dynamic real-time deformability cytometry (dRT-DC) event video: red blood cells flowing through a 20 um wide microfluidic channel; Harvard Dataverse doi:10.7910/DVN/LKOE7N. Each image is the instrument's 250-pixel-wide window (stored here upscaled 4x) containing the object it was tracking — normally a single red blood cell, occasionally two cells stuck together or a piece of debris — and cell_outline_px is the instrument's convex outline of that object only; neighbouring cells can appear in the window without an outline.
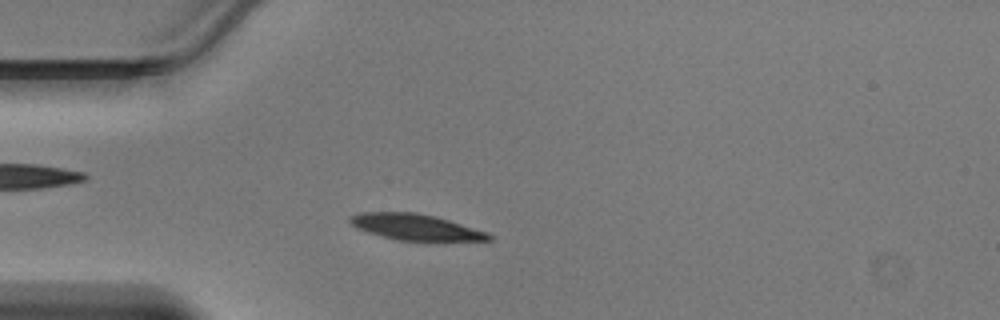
{"species": "Egyptian fruit bat (a non-hibernating species)", "species_latin": "Rousettus aegyptiacus", "temperature_condition": "warm", "stored_images_in_passage": 39, "camera_frame_rate_fps": 3000, "um_per_image_px": 0.085, "animal": {"sex": "male"}, "frame": {"image": 1, "passage_image": 5, "time_ms": 1.333, "image_size_px": [1000, 320], "cell_outline_px": [[492, 240], [396, 240], [368, 232], [356, 228], [348, 220], [348, 216], [360, 212], [416, 212], [436, 216], [488, 232], [492, 236]], "centroid_in_image_um": [35.28, 19.28], "position_along_channel_um": 49.7, "area_um2": 20.92}}
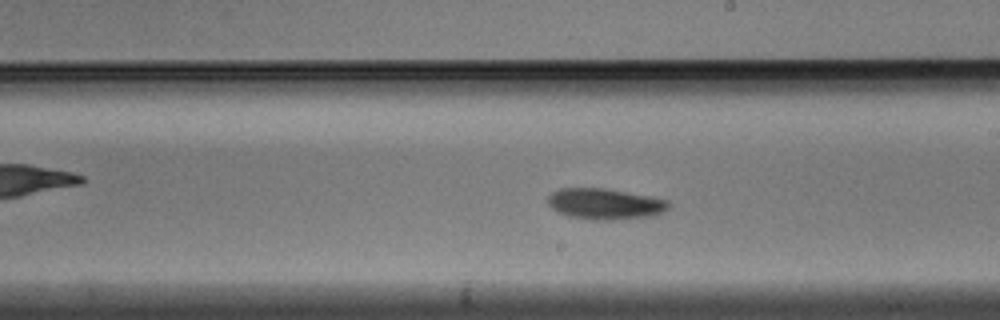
{"frame": {"image": 2, "passage_image": 19, "time_ms": 6.0, "image_size_px": [1000, 320], "cell_outline_px": [[672, 204], [668, 208], [652, 216], [612, 220], [588, 220], [568, 216], [552, 208], [548, 204], [548, 196], [552, 192], [560, 188], [604, 188], [652, 196], [668, 200]], "centroid_in_image_um": [51.43, 17.33], "position_along_channel_um": 237.6, "area_um2": 21.91}}
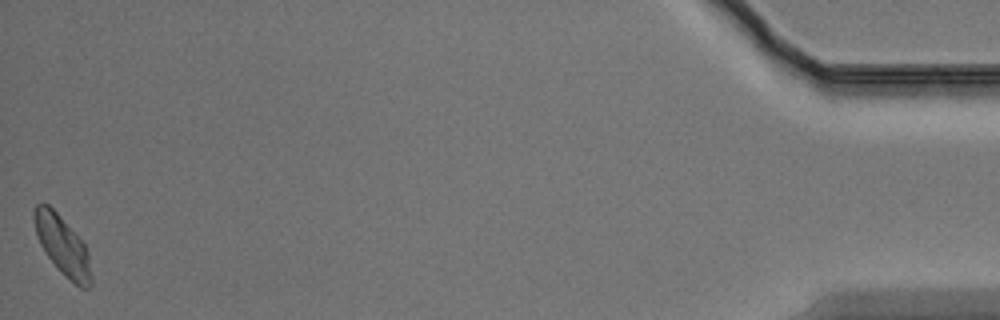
{"frame": {"image": 3, "passage_image": 39, "time_ms": 12.667, "image_size_px": [1000, 320], "cell_outline_px": [[92, 284], [88, 288], [80, 288], [48, 256], [40, 244], [36, 232], [32, 216], [32, 212], [36, 204], [48, 204], [56, 212], [84, 244], [88, 252], [92, 280]], "centroid_in_image_um": [5.3, 20.84], "position_along_channel_um": 429.9, "area_um2": 18.9}}